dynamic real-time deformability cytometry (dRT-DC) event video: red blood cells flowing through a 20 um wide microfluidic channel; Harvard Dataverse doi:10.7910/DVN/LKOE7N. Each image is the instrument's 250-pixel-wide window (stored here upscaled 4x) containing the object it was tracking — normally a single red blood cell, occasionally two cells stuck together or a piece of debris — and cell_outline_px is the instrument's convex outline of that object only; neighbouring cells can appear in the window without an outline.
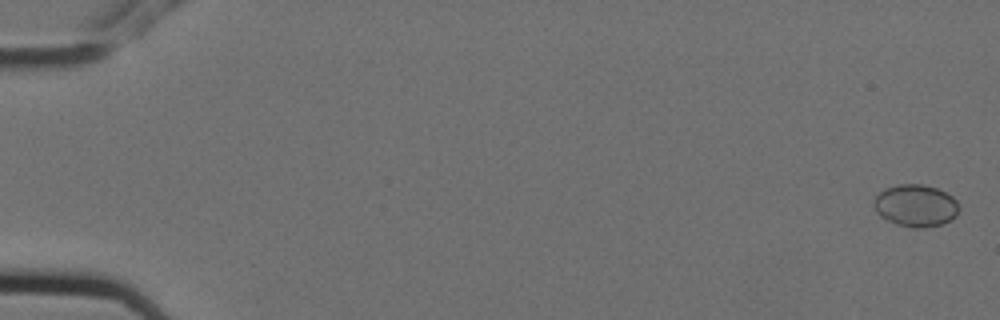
{"species": "Egyptian fruit bat (a non-hibernating species)", "species_latin": "Rousettus aegyptiacus", "temperature_condition": "cold", "stored_images_in_passage": 6, "camera_frame_rate_fps": 3000, "um_per_image_px": 0.085, "animal": {"sex": "female"}, "frame": {"image": 1, "passage_image": 1, "time_ms": 0.0, "image_size_px": [1000, 320], "cell_outline_px": [[956, 216], [940, 224], [924, 228], [912, 228], [896, 224], [880, 216], [876, 212], [876, 196], [884, 188], [900, 184], [924, 184], [936, 188], [952, 196], [956, 200]], "centroid_in_image_um": [77.81, 17.47], "position_along_channel_um": 7.2, "area_um2": 20.52}}
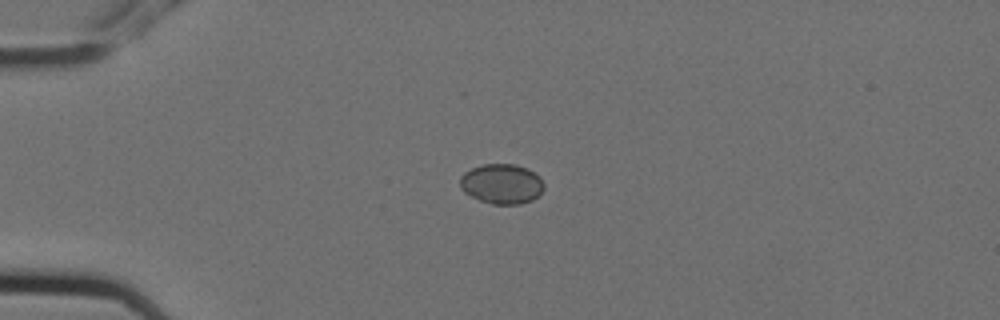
{"frame": {"image": 2, "passage_image": 5, "time_ms": 1.333, "image_size_px": [1000, 320], "cell_outline_px": [[544, 188], [532, 200], [520, 204], [492, 204], [480, 200], [464, 192], [460, 188], [460, 176], [464, 172], [472, 168], [484, 164], [516, 164], [528, 168], [540, 176], [544, 184]], "centroid_in_image_um": [42.65, 15.62], "position_along_channel_um": 42.4, "area_um2": 19.59}}